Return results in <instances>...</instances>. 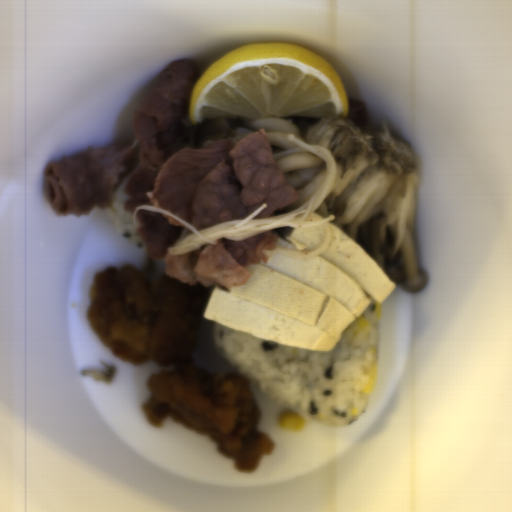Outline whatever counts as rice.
I'll return each instance as SVG.
<instances>
[{"label": "rice", "mask_w": 512, "mask_h": 512, "mask_svg": "<svg viewBox=\"0 0 512 512\" xmlns=\"http://www.w3.org/2000/svg\"><path fill=\"white\" fill-rule=\"evenodd\" d=\"M358 318L365 337L347 328L329 351L283 345L214 322L216 352L253 387L312 421L343 427L362 417L372 392L362 393L376 369L379 318L370 303Z\"/></svg>", "instance_id": "652b925c"}, {"label": "rice", "mask_w": 512, "mask_h": 512, "mask_svg": "<svg viewBox=\"0 0 512 512\" xmlns=\"http://www.w3.org/2000/svg\"><path fill=\"white\" fill-rule=\"evenodd\" d=\"M128 175L114 190L110 204L104 208L113 228L123 237L146 250L145 244L136 236V230L140 227L137 220L132 221L133 214L125 210L126 197L124 187L130 178Z\"/></svg>", "instance_id": "023b6e5f"}, {"label": "rice", "mask_w": 512, "mask_h": 512, "mask_svg": "<svg viewBox=\"0 0 512 512\" xmlns=\"http://www.w3.org/2000/svg\"><path fill=\"white\" fill-rule=\"evenodd\" d=\"M184 147H189L191 149H196V138L194 134L193 127L186 126L176 137L173 143V151H177Z\"/></svg>", "instance_id": "8eca5e8b"}]
</instances>
